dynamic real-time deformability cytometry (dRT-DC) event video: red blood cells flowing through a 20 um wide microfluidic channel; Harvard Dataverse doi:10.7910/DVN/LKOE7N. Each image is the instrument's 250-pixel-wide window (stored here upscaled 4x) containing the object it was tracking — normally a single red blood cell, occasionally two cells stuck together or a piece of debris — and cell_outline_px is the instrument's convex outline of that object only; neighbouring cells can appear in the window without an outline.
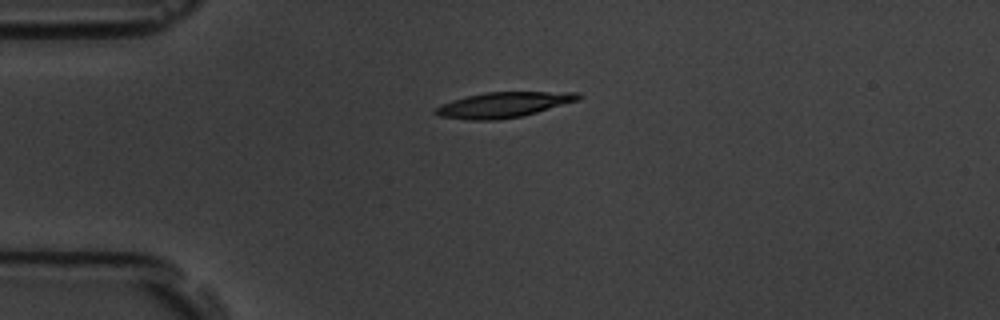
{"species": "common noctule bat (a hibernating species)", "species_latin": "Nyctalus noctula", "temperature_condition": "room temperature", "stored_images_in_passage": 2, "camera_frame_rate_fps": 3000, "um_per_image_px": 0.085, "animal": {"sex": "male", "body_mass_g": 19.5, "forearm_length_mm": 54.6}, "frame": {"image": 1, "passage_image": 1, "time_ms": 0.0, "image_size_px": [1000, 320], "cell_outline_px": [[580, 100], [524, 116], [500, 120], [464, 120], [440, 116], [432, 112], [436, 108], [452, 100], [464, 96], [484, 92], [580, 92]], "centroid_in_image_um": [42.8, 8.91], "position_along_channel_um": 42.2, "area_um2": 21.33}}